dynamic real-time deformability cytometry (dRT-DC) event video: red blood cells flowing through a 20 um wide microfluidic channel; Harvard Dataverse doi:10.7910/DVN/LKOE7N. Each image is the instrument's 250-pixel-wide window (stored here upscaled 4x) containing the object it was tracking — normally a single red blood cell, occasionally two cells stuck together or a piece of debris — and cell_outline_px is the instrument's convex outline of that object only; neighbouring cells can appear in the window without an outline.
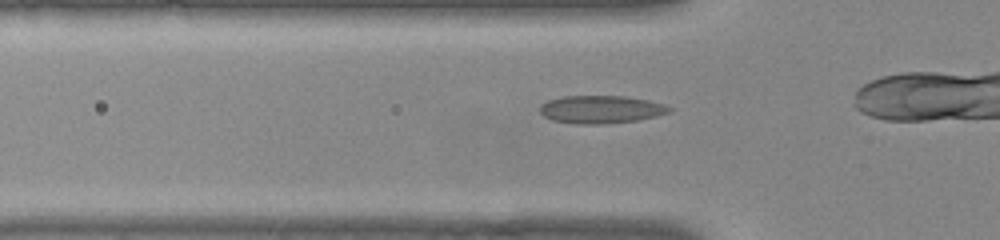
{"species": "common noctule bat (a hibernating species)", "species_latin": "Nyctalus noctula", "temperature_condition": "warm", "stored_images_in_passage": 29, "camera_frame_rate_fps": 3000, "um_per_image_px": 0.085, "animal": {"sex": "female", "body_mass_g": 22.0, "forearm_length_mm": 56.7}, "frame": {"image": 1, "passage_image": 5, "time_ms": 1.333, "image_size_px": [1000, 240], "cell_outline_px": [[672, 112], [656, 116], [636, 120], [604, 124], [576, 124], [552, 120], [544, 116], [540, 112], [540, 104], [548, 100], [564, 96], [624, 96], [648, 100], [664, 104], [672, 108]], "centroid_in_image_um": [51.08, 9.3], "position_along_channel_um": 74.7, "area_um2": 21.04}}
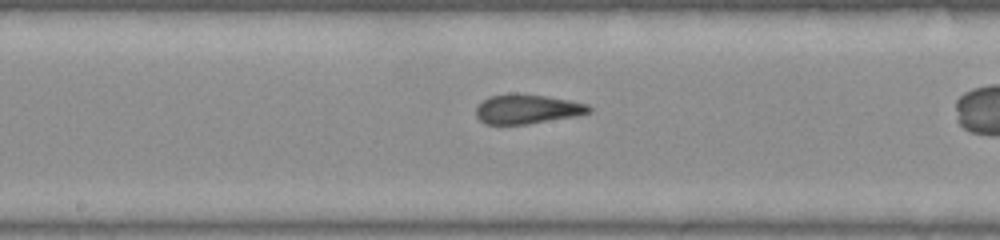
{"frame": {"image": 2, "passage_image": 15, "time_ms": 4.667, "image_size_px": [1000, 240], "cell_outline_px": [[592, 112], [572, 116], [528, 124], [484, 124], [476, 116], [476, 108], [488, 96], [516, 92], [544, 96], [568, 100], [588, 104], [592, 108]], "centroid_in_image_um": [44.78, 9.26], "position_along_channel_um": 203.4, "area_um2": 19.31}}
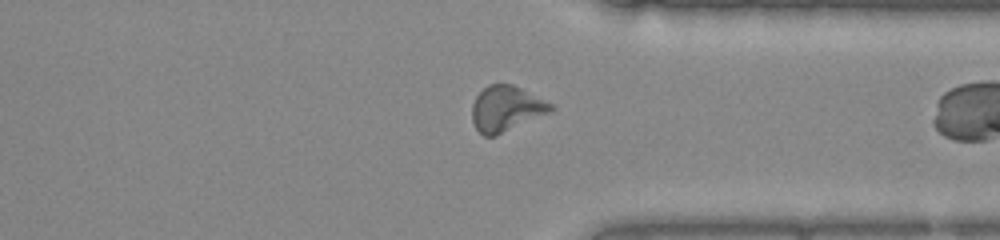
{"frame": {"image": 3, "passage_image": 28, "time_ms": 9.0, "image_size_px": [1000, 240], "cell_outline_px": [[556, 108], [548, 112], [496, 136], [484, 136], [476, 128], [472, 120], [472, 104], [476, 96], [488, 84], [512, 84], [552, 104]], "centroid_in_image_um": [42.98, 9.23], "position_along_channel_um": 368.4, "area_um2": 20.46}}